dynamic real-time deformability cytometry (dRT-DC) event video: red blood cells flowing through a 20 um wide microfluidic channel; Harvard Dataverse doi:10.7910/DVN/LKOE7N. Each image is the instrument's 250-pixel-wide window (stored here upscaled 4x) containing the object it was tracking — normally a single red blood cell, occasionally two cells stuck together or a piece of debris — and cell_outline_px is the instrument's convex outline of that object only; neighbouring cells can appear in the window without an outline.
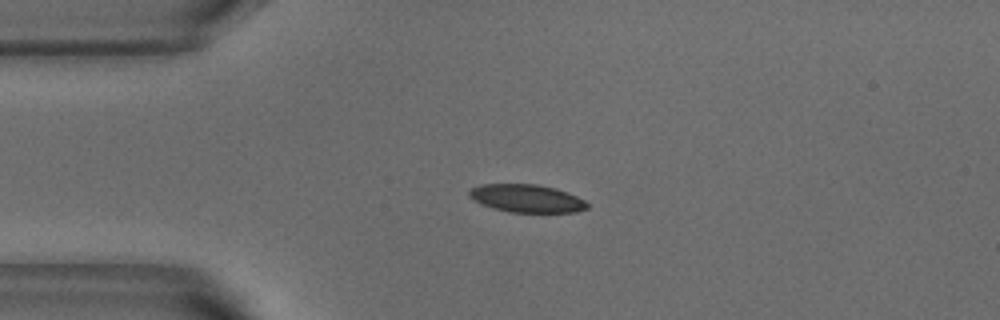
{"species": "common noctule bat (a hibernating species)", "species_latin": "Nyctalus noctula", "temperature_condition": "warm", "stored_images_in_passage": 42, "camera_frame_rate_fps": 3000, "um_per_image_px": 0.085, "animal": {"sex": "male", "body_mass_g": 18.8}, "frame": {"image": 1, "passage_image": 1, "time_ms": 0.0, "image_size_px": [1000, 320], "cell_outline_px": [[588, 208], [576, 212], [508, 212], [492, 208], [480, 204], [472, 200], [468, 196], [468, 192], [472, 188], [480, 184], [536, 184], [556, 188], [568, 192], [584, 200], [588, 204]], "centroid_in_image_um": [44.74, 16.86], "position_along_channel_um": 40.3, "area_um2": 19.36}}
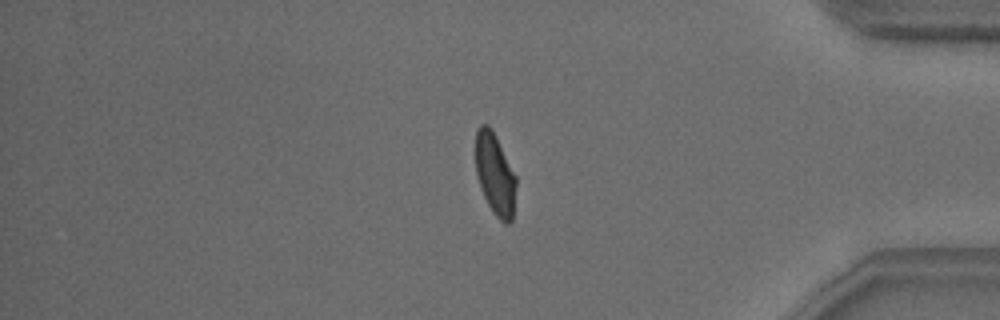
{"frame": {"image": 2, "passage_image": 33, "time_ms": 10.667, "image_size_px": [1000, 320], "cell_outline_px": [[516, 188], [512, 220], [508, 224], [504, 224], [492, 212], [484, 196], [476, 172], [476, 128], [480, 124], [488, 124], [492, 128], [516, 176]], "centroid_in_image_um": [42.08, 14.8], "position_along_channel_um": 393.1, "area_um2": 19.31}}
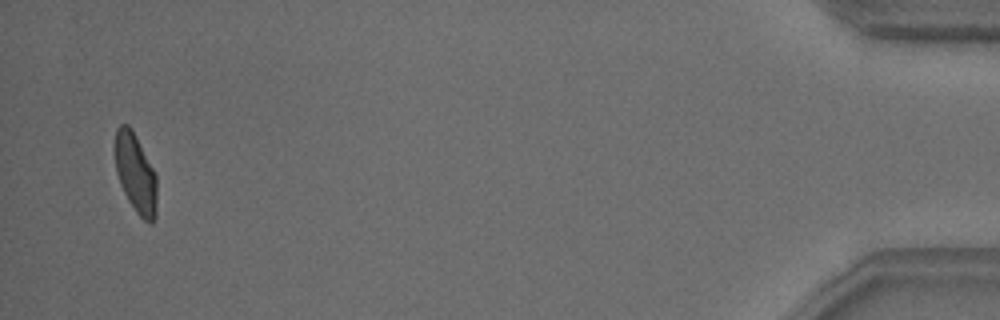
{"frame": {"image": 3, "passage_image": 40, "time_ms": 13.0, "image_size_px": [1000, 320], "cell_outline_px": [[156, 216], [152, 224], [144, 220], [136, 212], [128, 200], [120, 184], [116, 172], [116, 128], [120, 124], [128, 124], [132, 128], [156, 176]], "centroid_in_image_um": [11.53, 14.75], "position_along_channel_um": 423.7, "area_um2": 19.02}, "authors_computed_cell_mechanics": {"area_um2": 19.941, "velocity_mm_per_s": 3.7824, "shape_relaxation_time_tau1_ms": 4.5725, "shape_relaxation_time_tau2_ms": 1.2397, "deformation_change_tau1": 0.1567, "deformation_change_tau2": 0.0606}}